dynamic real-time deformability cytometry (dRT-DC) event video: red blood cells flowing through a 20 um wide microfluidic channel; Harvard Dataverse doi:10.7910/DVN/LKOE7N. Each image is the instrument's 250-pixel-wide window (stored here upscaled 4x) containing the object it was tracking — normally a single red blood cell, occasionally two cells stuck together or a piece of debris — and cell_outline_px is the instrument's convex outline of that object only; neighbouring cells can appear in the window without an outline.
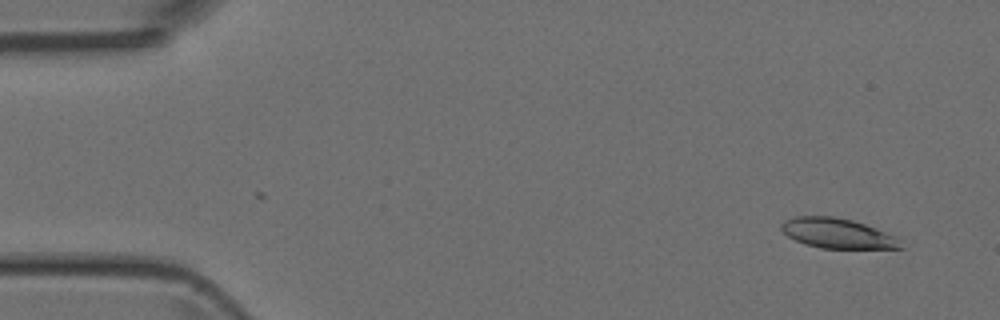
{"species": "Egyptian fruit bat (a non-hibernating species)", "species_latin": "Rousettus aegyptiacus", "temperature_condition": "room temperature", "stored_images_in_passage": 2, "camera_frame_rate_fps": 3000, "um_per_image_px": 0.085, "animal": {"sex": "female"}, "frame": {"image": 1, "passage_image": 2, "time_ms": 1.0, "image_size_px": [1000, 320], "cell_outline_px": [[904, 248], [820, 248], [804, 244], [788, 236], [780, 228], [780, 224], [784, 220], [796, 216], [832, 216], [852, 220], [864, 224], [884, 232], [900, 240]], "centroid_in_image_um": [71.13, 19.83], "position_along_channel_um": 13.9, "area_um2": 20.58}}